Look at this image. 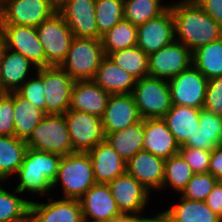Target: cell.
<instances>
[{
  "label": "cell",
  "instance_id": "f1b7e54d",
  "mask_svg": "<svg viewBox=\"0 0 222 222\" xmlns=\"http://www.w3.org/2000/svg\"><path fill=\"white\" fill-rule=\"evenodd\" d=\"M14 136L26 141L35 127L45 116L30 101L22 97L17 91L13 92Z\"/></svg>",
  "mask_w": 222,
  "mask_h": 222
},
{
  "label": "cell",
  "instance_id": "8d00e7d4",
  "mask_svg": "<svg viewBox=\"0 0 222 222\" xmlns=\"http://www.w3.org/2000/svg\"><path fill=\"white\" fill-rule=\"evenodd\" d=\"M163 2V0H124V19L136 26L144 24L169 8L170 4Z\"/></svg>",
  "mask_w": 222,
  "mask_h": 222
},
{
  "label": "cell",
  "instance_id": "2e32d148",
  "mask_svg": "<svg viewBox=\"0 0 222 222\" xmlns=\"http://www.w3.org/2000/svg\"><path fill=\"white\" fill-rule=\"evenodd\" d=\"M96 0H68L57 12L74 37L101 39L95 17Z\"/></svg>",
  "mask_w": 222,
  "mask_h": 222
},
{
  "label": "cell",
  "instance_id": "ba28073f",
  "mask_svg": "<svg viewBox=\"0 0 222 222\" xmlns=\"http://www.w3.org/2000/svg\"><path fill=\"white\" fill-rule=\"evenodd\" d=\"M64 116L74 152L88 153L105 141L102 118L77 110H68Z\"/></svg>",
  "mask_w": 222,
  "mask_h": 222
},
{
  "label": "cell",
  "instance_id": "836d02e7",
  "mask_svg": "<svg viewBox=\"0 0 222 222\" xmlns=\"http://www.w3.org/2000/svg\"><path fill=\"white\" fill-rule=\"evenodd\" d=\"M2 185V186H1ZM0 182V222H20L30 215L31 200L22 198L20 192L3 188ZM18 194V195H17ZM20 194V195H19Z\"/></svg>",
  "mask_w": 222,
  "mask_h": 222
},
{
  "label": "cell",
  "instance_id": "b9f144b4",
  "mask_svg": "<svg viewBox=\"0 0 222 222\" xmlns=\"http://www.w3.org/2000/svg\"><path fill=\"white\" fill-rule=\"evenodd\" d=\"M203 108L222 117V76L208 79Z\"/></svg>",
  "mask_w": 222,
  "mask_h": 222
},
{
  "label": "cell",
  "instance_id": "ffe728a7",
  "mask_svg": "<svg viewBox=\"0 0 222 222\" xmlns=\"http://www.w3.org/2000/svg\"><path fill=\"white\" fill-rule=\"evenodd\" d=\"M164 162V159L141 150L126 163V172L151 193L160 191L164 179Z\"/></svg>",
  "mask_w": 222,
  "mask_h": 222
},
{
  "label": "cell",
  "instance_id": "9a60e30c",
  "mask_svg": "<svg viewBox=\"0 0 222 222\" xmlns=\"http://www.w3.org/2000/svg\"><path fill=\"white\" fill-rule=\"evenodd\" d=\"M175 41V22L169 7L160 16L137 26V46L148 56Z\"/></svg>",
  "mask_w": 222,
  "mask_h": 222
},
{
  "label": "cell",
  "instance_id": "52a82bcc",
  "mask_svg": "<svg viewBox=\"0 0 222 222\" xmlns=\"http://www.w3.org/2000/svg\"><path fill=\"white\" fill-rule=\"evenodd\" d=\"M47 66H60L66 59L74 35L63 17L54 13L36 27Z\"/></svg>",
  "mask_w": 222,
  "mask_h": 222
},
{
  "label": "cell",
  "instance_id": "e575fe53",
  "mask_svg": "<svg viewBox=\"0 0 222 222\" xmlns=\"http://www.w3.org/2000/svg\"><path fill=\"white\" fill-rule=\"evenodd\" d=\"M105 56L117 50L137 46V26L125 19L101 37Z\"/></svg>",
  "mask_w": 222,
  "mask_h": 222
},
{
  "label": "cell",
  "instance_id": "681fc988",
  "mask_svg": "<svg viewBox=\"0 0 222 222\" xmlns=\"http://www.w3.org/2000/svg\"><path fill=\"white\" fill-rule=\"evenodd\" d=\"M5 49H6L5 37L3 32L0 30V63Z\"/></svg>",
  "mask_w": 222,
  "mask_h": 222
},
{
  "label": "cell",
  "instance_id": "d590c367",
  "mask_svg": "<svg viewBox=\"0 0 222 222\" xmlns=\"http://www.w3.org/2000/svg\"><path fill=\"white\" fill-rule=\"evenodd\" d=\"M193 174L191 167L179 153L171 156L164 162V179L162 189L159 192L162 193V190L171 187L174 193L180 194Z\"/></svg>",
  "mask_w": 222,
  "mask_h": 222
},
{
  "label": "cell",
  "instance_id": "4316f807",
  "mask_svg": "<svg viewBox=\"0 0 222 222\" xmlns=\"http://www.w3.org/2000/svg\"><path fill=\"white\" fill-rule=\"evenodd\" d=\"M222 138V117L208 110L200 109L199 127L192 137L180 147L200 148L212 151L220 145Z\"/></svg>",
  "mask_w": 222,
  "mask_h": 222
},
{
  "label": "cell",
  "instance_id": "74e56055",
  "mask_svg": "<svg viewBox=\"0 0 222 222\" xmlns=\"http://www.w3.org/2000/svg\"><path fill=\"white\" fill-rule=\"evenodd\" d=\"M95 17L102 36L124 19V0H96Z\"/></svg>",
  "mask_w": 222,
  "mask_h": 222
},
{
  "label": "cell",
  "instance_id": "5bb4252c",
  "mask_svg": "<svg viewBox=\"0 0 222 222\" xmlns=\"http://www.w3.org/2000/svg\"><path fill=\"white\" fill-rule=\"evenodd\" d=\"M0 30L4 34L7 49L22 54L36 68L46 67L45 51L40 42L36 27L0 25Z\"/></svg>",
  "mask_w": 222,
  "mask_h": 222
},
{
  "label": "cell",
  "instance_id": "f5cc1de1",
  "mask_svg": "<svg viewBox=\"0 0 222 222\" xmlns=\"http://www.w3.org/2000/svg\"><path fill=\"white\" fill-rule=\"evenodd\" d=\"M20 222H35V221L29 215L25 220L20 221Z\"/></svg>",
  "mask_w": 222,
  "mask_h": 222
},
{
  "label": "cell",
  "instance_id": "30bf717a",
  "mask_svg": "<svg viewBox=\"0 0 222 222\" xmlns=\"http://www.w3.org/2000/svg\"><path fill=\"white\" fill-rule=\"evenodd\" d=\"M168 83L172 105L203 108L208 79L193 64Z\"/></svg>",
  "mask_w": 222,
  "mask_h": 222
},
{
  "label": "cell",
  "instance_id": "3957f363",
  "mask_svg": "<svg viewBox=\"0 0 222 222\" xmlns=\"http://www.w3.org/2000/svg\"><path fill=\"white\" fill-rule=\"evenodd\" d=\"M60 184V185H59ZM96 184L93 166L88 153L75 152L61 157L56 180L52 189L63 191L62 198L80 199ZM60 189H58L59 187Z\"/></svg>",
  "mask_w": 222,
  "mask_h": 222
},
{
  "label": "cell",
  "instance_id": "db71d44e",
  "mask_svg": "<svg viewBox=\"0 0 222 222\" xmlns=\"http://www.w3.org/2000/svg\"><path fill=\"white\" fill-rule=\"evenodd\" d=\"M4 1H5V0H0V6L3 4Z\"/></svg>",
  "mask_w": 222,
  "mask_h": 222
},
{
  "label": "cell",
  "instance_id": "d4e9b609",
  "mask_svg": "<svg viewBox=\"0 0 222 222\" xmlns=\"http://www.w3.org/2000/svg\"><path fill=\"white\" fill-rule=\"evenodd\" d=\"M93 81L109 94H129L137 83V79L130 73L115 65L105 56Z\"/></svg>",
  "mask_w": 222,
  "mask_h": 222
},
{
  "label": "cell",
  "instance_id": "e0dca14e",
  "mask_svg": "<svg viewBox=\"0 0 222 222\" xmlns=\"http://www.w3.org/2000/svg\"><path fill=\"white\" fill-rule=\"evenodd\" d=\"M47 197L48 202H30V217L35 222H84L80 200Z\"/></svg>",
  "mask_w": 222,
  "mask_h": 222
},
{
  "label": "cell",
  "instance_id": "f907efd6",
  "mask_svg": "<svg viewBox=\"0 0 222 222\" xmlns=\"http://www.w3.org/2000/svg\"><path fill=\"white\" fill-rule=\"evenodd\" d=\"M68 0H49L50 4L58 11Z\"/></svg>",
  "mask_w": 222,
  "mask_h": 222
},
{
  "label": "cell",
  "instance_id": "ee69618b",
  "mask_svg": "<svg viewBox=\"0 0 222 222\" xmlns=\"http://www.w3.org/2000/svg\"><path fill=\"white\" fill-rule=\"evenodd\" d=\"M222 28V0H194Z\"/></svg>",
  "mask_w": 222,
  "mask_h": 222
},
{
  "label": "cell",
  "instance_id": "c3c4849f",
  "mask_svg": "<svg viewBox=\"0 0 222 222\" xmlns=\"http://www.w3.org/2000/svg\"><path fill=\"white\" fill-rule=\"evenodd\" d=\"M107 222H144V215L121 214Z\"/></svg>",
  "mask_w": 222,
  "mask_h": 222
},
{
  "label": "cell",
  "instance_id": "6da1fadb",
  "mask_svg": "<svg viewBox=\"0 0 222 222\" xmlns=\"http://www.w3.org/2000/svg\"><path fill=\"white\" fill-rule=\"evenodd\" d=\"M175 22V40L193 53L199 47L219 40L222 28L194 0L169 3Z\"/></svg>",
  "mask_w": 222,
  "mask_h": 222
},
{
  "label": "cell",
  "instance_id": "1f68e13d",
  "mask_svg": "<svg viewBox=\"0 0 222 222\" xmlns=\"http://www.w3.org/2000/svg\"><path fill=\"white\" fill-rule=\"evenodd\" d=\"M192 64L207 78L222 76V37L192 53Z\"/></svg>",
  "mask_w": 222,
  "mask_h": 222
},
{
  "label": "cell",
  "instance_id": "60d3db41",
  "mask_svg": "<svg viewBox=\"0 0 222 222\" xmlns=\"http://www.w3.org/2000/svg\"><path fill=\"white\" fill-rule=\"evenodd\" d=\"M178 153L188 163L194 173H207L211 151L200 148L180 147Z\"/></svg>",
  "mask_w": 222,
  "mask_h": 222
},
{
  "label": "cell",
  "instance_id": "f6af8a7d",
  "mask_svg": "<svg viewBox=\"0 0 222 222\" xmlns=\"http://www.w3.org/2000/svg\"><path fill=\"white\" fill-rule=\"evenodd\" d=\"M207 206L218 216L222 218V183L217 181L212 191L205 199Z\"/></svg>",
  "mask_w": 222,
  "mask_h": 222
},
{
  "label": "cell",
  "instance_id": "f35d334b",
  "mask_svg": "<svg viewBox=\"0 0 222 222\" xmlns=\"http://www.w3.org/2000/svg\"><path fill=\"white\" fill-rule=\"evenodd\" d=\"M218 180L209 172L194 173L180 195L189 200L205 201Z\"/></svg>",
  "mask_w": 222,
  "mask_h": 222
},
{
  "label": "cell",
  "instance_id": "5b68a950",
  "mask_svg": "<svg viewBox=\"0 0 222 222\" xmlns=\"http://www.w3.org/2000/svg\"><path fill=\"white\" fill-rule=\"evenodd\" d=\"M25 142L29 148L61 156L75 153L63 113L45 114Z\"/></svg>",
  "mask_w": 222,
  "mask_h": 222
},
{
  "label": "cell",
  "instance_id": "8992f818",
  "mask_svg": "<svg viewBox=\"0 0 222 222\" xmlns=\"http://www.w3.org/2000/svg\"><path fill=\"white\" fill-rule=\"evenodd\" d=\"M132 95L142 119L163 118L172 106L166 79L150 76L141 78L137 80Z\"/></svg>",
  "mask_w": 222,
  "mask_h": 222
},
{
  "label": "cell",
  "instance_id": "7c38bea8",
  "mask_svg": "<svg viewBox=\"0 0 222 222\" xmlns=\"http://www.w3.org/2000/svg\"><path fill=\"white\" fill-rule=\"evenodd\" d=\"M149 76L169 80L192 65V52L174 41L148 56Z\"/></svg>",
  "mask_w": 222,
  "mask_h": 222
},
{
  "label": "cell",
  "instance_id": "f546056e",
  "mask_svg": "<svg viewBox=\"0 0 222 222\" xmlns=\"http://www.w3.org/2000/svg\"><path fill=\"white\" fill-rule=\"evenodd\" d=\"M28 145L15 136H0V182L15 176L22 165ZM12 176V177H11Z\"/></svg>",
  "mask_w": 222,
  "mask_h": 222
},
{
  "label": "cell",
  "instance_id": "83f0119b",
  "mask_svg": "<svg viewBox=\"0 0 222 222\" xmlns=\"http://www.w3.org/2000/svg\"><path fill=\"white\" fill-rule=\"evenodd\" d=\"M144 119L124 130L106 134L105 140L127 163L139 151L143 150Z\"/></svg>",
  "mask_w": 222,
  "mask_h": 222
},
{
  "label": "cell",
  "instance_id": "ab89813d",
  "mask_svg": "<svg viewBox=\"0 0 222 222\" xmlns=\"http://www.w3.org/2000/svg\"><path fill=\"white\" fill-rule=\"evenodd\" d=\"M17 92L46 114L42 68H37L35 74L28 78Z\"/></svg>",
  "mask_w": 222,
  "mask_h": 222
},
{
  "label": "cell",
  "instance_id": "8fae6325",
  "mask_svg": "<svg viewBox=\"0 0 222 222\" xmlns=\"http://www.w3.org/2000/svg\"><path fill=\"white\" fill-rule=\"evenodd\" d=\"M107 184L121 214L144 215L152 195L136 178L126 172Z\"/></svg>",
  "mask_w": 222,
  "mask_h": 222
},
{
  "label": "cell",
  "instance_id": "9c48e42d",
  "mask_svg": "<svg viewBox=\"0 0 222 222\" xmlns=\"http://www.w3.org/2000/svg\"><path fill=\"white\" fill-rule=\"evenodd\" d=\"M56 12L49 0H5L0 6V25L37 27Z\"/></svg>",
  "mask_w": 222,
  "mask_h": 222
},
{
  "label": "cell",
  "instance_id": "4fadbf2b",
  "mask_svg": "<svg viewBox=\"0 0 222 222\" xmlns=\"http://www.w3.org/2000/svg\"><path fill=\"white\" fill-rule=\"evenodd\" d=\"M46 114L63 113L69 110L72 88L75 81L60 66L42 68Z\"/></svg>",
  "mask_w": 222,
  "mask_h": 222
},
{
  "label": "cell",
  "instance_id": "bcb514c9",
  "mask_svg": "<svg viewBox=\"0 0 222 222\" xmlns=\"http://www.w3.org/2000/svg\"><path fill=\"white\" fill-rule=\"evenodd\" d=\"M208 172L217 180L222 179V146H217L211 151Z\"/></svg>",
  "mask_w": 222,
  "mask_h": 222
},
{
  "label": "cell",
  "instance_id": "cb8c5ba5",
  "mask_svg": "<svg viewBox=\"0 0 222 222\" xmlns=\"http://www.w3.org/2000/svg\"><path fill=\"white\" fill-rule=\"evenodd\" d=\"M32 67V68H31ZM36 66L22 54L5 49L0 63V83L9 93L17 91L30 78Z\"/></svg>",
  "mask_w": 222,
  "mask_h": 222
},
{
  "label": "cell",
  "instance_id": "ac0fdd59",
  "mask_svg": "<svg viewBox=\"0 0 222 222\" xmlns=\"http://www.w3.org/2000/svg\"><path fill=\"white\" fill-rule=\"evenodd\" d=\"M79 200L84 222H107L121 215L108 184H94Z\"/></svg>",
  "mask_w": 222,
  "mask_h": 222
},
{
  "label": "cell",
  "instance_id": "44dd1931",
  "mask_svg": "<svg viewBox=\"0 0 222 222\" xmlns=\"http://www.w3.org/2000/svg\"><path fill=\"white\" fill-rule=\"evenodd\" d=\"M180 145L162 118L144 119L143 150L164 160L178 154Z\"/></svg>",
  "mask_w": 222,
  "mask_h": 222
},
{
  "label": "cell",
  "instance_id": "7402d4cb",
  "mask_svg": "<svg viewBox=\"0 0 222 222\" xmlns=\"http://www.w3.org/2000/svg\"><path fill=\"white\" fill-rule=\"evenodd\" d=\"M110 94L93 80L75 81L69 110H77L102 118Z\"/></svg>",
  "mask_w": 222,
  "mask_h": 222
},
{
  "label": "cell",
  "instance_id": "603a6c76",
  "mask_svg": "<svg viewBox=\"0 0 222 222\" xmlns=\"http://www.w3.org/2000/svg\"><path fill=\"white\" fill-rule=\"evenodd\" d=\"M96 183L107 184L126 173V162L105 140L88 152Z\"/></svg>",
  "mask_w": 222,
  "mask_h": 222
},
{
  "label": "cell",
  "instance_id": "d6986e66",
  "mask_svg": "<svg viewBox=\"0 0 222 222\" xmlns=\"http://www.w3.org/2000/svg\"><path fill=\"white\" fill-rule=\"evenodd\" d=\"M141 120L132 93L110 94L102 116L105 135L124 130Z\"/></svg>",
  "mask_w": 222,
  "mask_h": 222
},
{
  "label": "cell",
  "instance_id": "277c9868",
  "mask_svg": "<svg viewBox=\"0 0 222 222\" xmlns=\"http://www.w3.org/2000/svg\"><path fill=\"white\" fill-rule=\"evenodd\" d=\"M104 57L101 39L74 37L60 67L74 81L93 80Z\"/></svg>",
  "mask_w": 222,
  "mask_h": 222
},
{
  "label": "cell",
  "instance_id": "7bdbcfd3",
  "mask_svg": "<svg viewBox=\"0 0 222 222\" xmlns=\"http://www.w3.org/2000/svg\"><path fill=\"white\" fill-rule=\"evenodd\" d=\"M13 92L0 98V136H14Z\"/></svg>",
  "mask_w": 222,
  "mask_h": 222
},
{
  "label": "cell",
  "instance_id": "816d5d0a",
  "mask_svg": "<svg viewBox=\"0 0 222 222\" xmlns=\"http://www.w3.org/2000/svg\"><path fill=\"white\" fill-rule=\"evenodd\" d=\"M7 92L3 89L2 84L0 83V98H2Z\"/></svg>",
  "mask_w": 222,
  "mask_h": 222
},
{
  "label": "cell",
  "instance_id": "484cf974",
  "mask_svg": "<svg viewBox=\"0 0 222 222\" xmlns=\"http://www.w3.org/2000/svg\"><path fill=\"white\" fill-rule=\"evenodd\" d=\"M199 117L200 109L189 106L172 105L171 109L162 119L174 135L177 143L182 146L198 129Z\"/></svg>",
  "mask_w": 222,
  "mask_h": 222
},
{
  "label": "cell",
  "instance_id": "d6a6232c",
  "mask_svg": "<svg viewBox=\"0 0 222 222\" xmlns=\"http://www.w3.org/2000/svg\"><path fill=\"white\" fill-rule=\"evenodd\" d=\"M106 56L137 80L149 76L148 55L138 46L117 50Z\"/></svg>",
  "mask_w": 222,
  "mask_h": 222
},
{
  "label": "cell",
  "instance_id": "7a4b0ae2",
  "mask_svg": "<svg viewBox=\"0 0 222 222\" xmlns=\"http://www.w3.org/2000/svg\"><path fill=\"white\" fill-rule=\"evenodd\" d=\"M61 155L27 149L16 176L18 185L14 187L21 194L28 193L48 197L53 195L52 184L57 178ZM52 190V191H51ZM30 192V193H29Z\"/></svg>",
  "mask_w": 222,
  "mask_h": 222
},
{
  "label": "cell",
  "instance_id": "4dcf8cb0",
  "mask_svg": "<svg viewBox=\"0 0 222 222\" xmlns=\"http://www.w3.org/2000/svg\"><path fill=\"white\" fill-rule=\"evenodd\" d=\"M178 197L177 204L174 203L166 210L176 222H222V218L214 213L205 201Z\"/></svg>",
  "mask_w": 222,
  "mask_h": 222
},
{
  "label": "cell",
  "instance_id": "7dc6e473",
  "mask_svg": "<svg viewBox=\"0 0 222 222\" xmlns=\"http://www.w3.org/2000/svg\"><path fill=\"white\" fill-rule=\"evenodd\" d=\"M144 222H176L166 210L158 212L157 214L152 215V217H145Z\"/></svg>",
  "mask_w": 222,
  "mask_h": 222
}]
</instances>
